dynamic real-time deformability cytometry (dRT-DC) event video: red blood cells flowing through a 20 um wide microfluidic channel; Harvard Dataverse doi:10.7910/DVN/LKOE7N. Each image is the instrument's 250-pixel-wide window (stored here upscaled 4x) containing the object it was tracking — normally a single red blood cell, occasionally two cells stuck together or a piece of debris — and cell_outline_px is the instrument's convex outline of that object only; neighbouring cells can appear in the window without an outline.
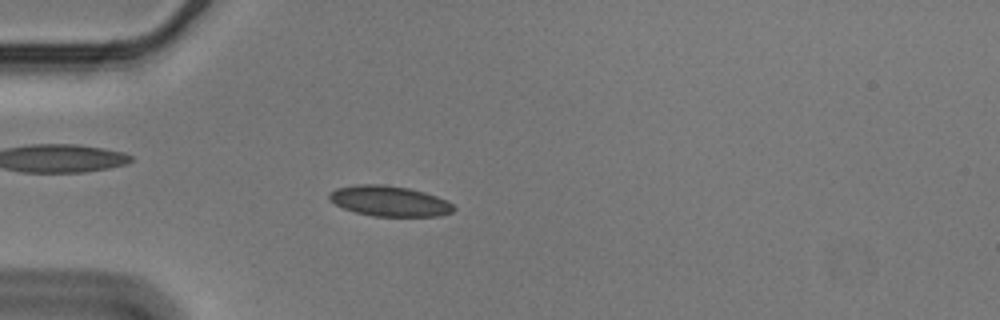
{"species": "Egyptian fruit bat (a non-hibernating species)", "species_latin": "Rousettus aegyptiacus", "temperature_condition": "cold", "stored_images_in_passage": 56, "camera_frame_rate_fps": 3000, "um_per_image_px": 0.085, "animal": {"sex": "male"}, "frame": {"image": 1, "passage_image": 16, "time_ms": 5.0, "image_size_px": [1000, 320], "cell_outline_px": [[456, 208], [452, 212], [440, 216], [372, 216], [356, 212], [344, 208], [328, 200], [328, 192], [336, 188], [356, 184], [384, 184], [408, 188], [424, 192], [448, 200]], "centroid_in_image_um": [33.09, 17.08], "position_along_channel_um": 51.9, "area_um2": 22.2}}
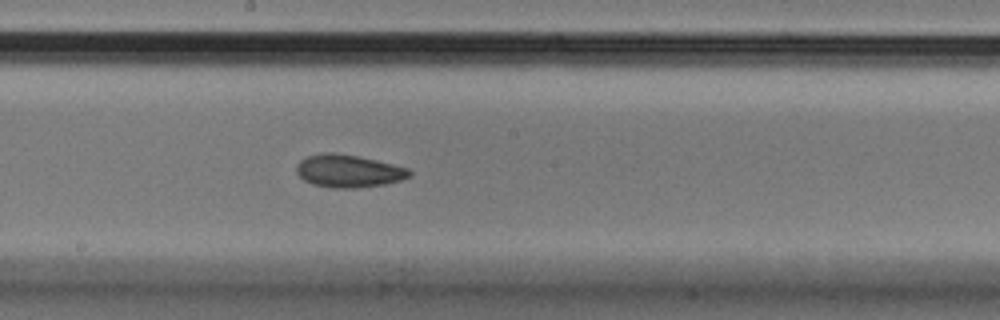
{"frame": {"image": 2, "passage_image": 31, "time_ms": 10.0, "image_size_px": [1000, 320], "cell_outline_px": [[412, 176], [400, 180], [384, 184], [356, 188], [332, 188], [312, 184], [304, 180], [296, 172], [296, 164], [304, 156], [324, 152], [332, 152], [356, 156], [376, 160], [408, 168], [412, 172]], "centroid_in_image_um": [29.59, 14.53], "position_along_channel_um": 218.6, "area_um2": 21.62}}
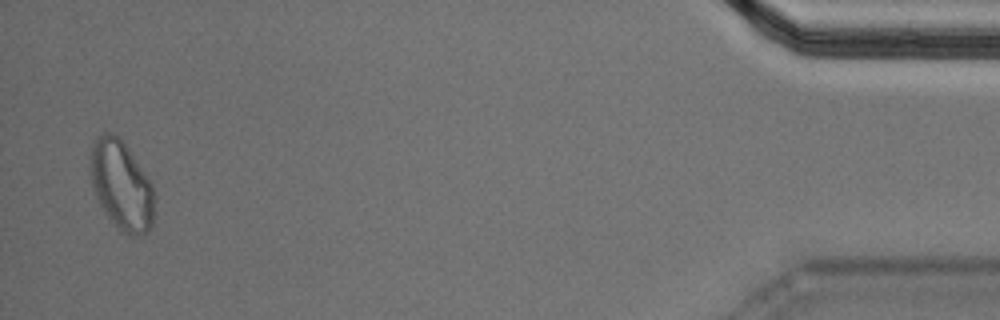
{"frame": {"image": 3, "passage_image": 55, "time_ms": 18.0, "image_size_px": [1000, 320], "cell_outline_px": [[156, 196], [152, 224], [148, 232], [140, 236], [128, 236], [120, 232], [104, 212], [96, 196], [92, 184], [88, 168], [88, 156], [92, 144], [96, 136], [104, 132], [112, 132], [120, 136], [152, 184]], "centroid_in_image_um": [10.3, 15.75], "position_along_channel_um": 424.9, "area_um2": 34.22}, "authors_computed_cell_mechanics": {"area_um2": 21.3282, "velocity_mm_per_s": 3.561, "shape_relaxation_time_tau1_ms": 6.9651, "shape_relaxation_time_tau2_ms": 3.7039, "deformation_change_tau1": 0.1074, "deformation_change_tau2": 0.0815}}